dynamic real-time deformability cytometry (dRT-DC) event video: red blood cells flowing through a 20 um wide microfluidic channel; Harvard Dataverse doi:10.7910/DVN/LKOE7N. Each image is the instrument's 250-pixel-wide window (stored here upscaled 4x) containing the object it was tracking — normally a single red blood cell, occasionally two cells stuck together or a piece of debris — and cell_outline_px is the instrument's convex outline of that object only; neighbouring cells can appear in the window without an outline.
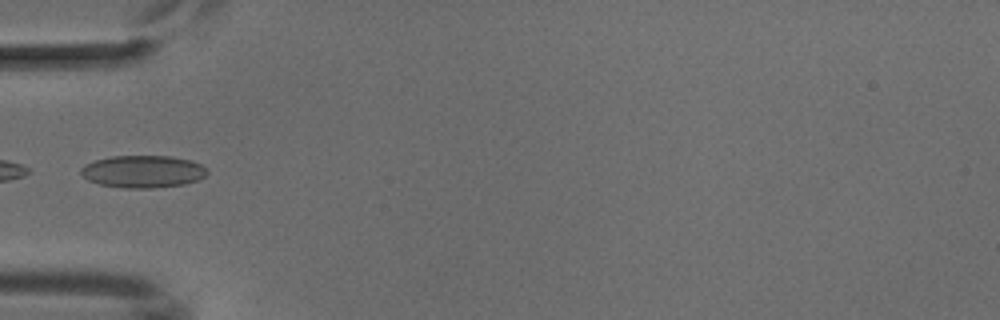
{"species": "common noctule bat (a hibernating species)", "species_latin": "Nyctalus noctula", "temperature_condition": "cold", "stored_images_in_passage": 5, "camera_frame_rate_fps": 3000, "um_per_image_px": 0.085, "animal": {"sex": "male", "body_mass_g": 18.8}, "frame": {"image": 1, "passage_image": 5, "time_ms": 4.667, "image_size_px": [1000, 320], "cell_outline_px": [[208, 172], [204, 176], [196, 180], [184, 184], [152, 188], [124, 188], [100, 184], [88, 180], [80, 172], [80, 168], [84, 164], [96, 160], [112, 156], [172, 156], [192, 160], [200, 164]], "centroid_in_image_um": [12.13, 14.57], "position_along_channel_um": 72.9, "area_um2": 23.7}}